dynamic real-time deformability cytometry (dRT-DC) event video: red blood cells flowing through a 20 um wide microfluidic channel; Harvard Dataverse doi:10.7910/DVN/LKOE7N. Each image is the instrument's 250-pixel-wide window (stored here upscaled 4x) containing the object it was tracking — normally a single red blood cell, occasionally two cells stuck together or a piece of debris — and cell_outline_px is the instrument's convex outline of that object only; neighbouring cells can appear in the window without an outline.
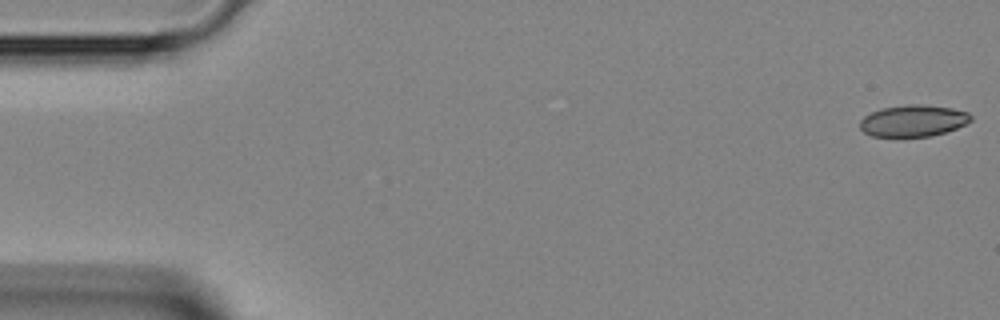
{"species": "Egyptian fruit bat (a non-hibernating species)", "species_latin": "Rousettus aegyptiacus", "temperature_condition": "room temperature", "stored_images_in_passage": 45, "segment_of_instrument_passage": [1, 2], "camera_frame_rate_fps": 3000, "um_per_image_px": 0.085, "animal": {"sex": "female"}, "frame": {"image": 1, "passage_image": 1, "time_ms": 0.0, "image_size_px": [1000, 320], "cell_outline_px": [[972, 120], [956, 128], [944, 132], [928, 136], [872, 136], [864, 132], [860, 128], [860, 120], [864, 116], [880, 108], [908, 104], [920, 104], [952, 108], [968, 112], [972, 116]], "centroid_in_image_um": [77.61, 10.25], "position_along_channel_um": 7.4, "area_um2": 20.29}}
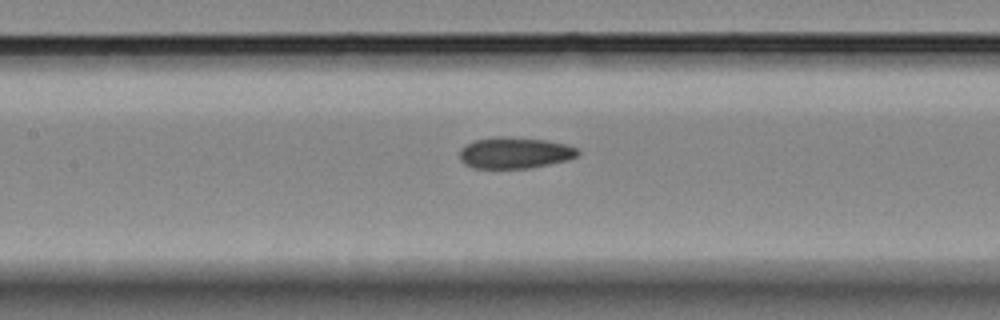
{"frame": {"image": 2, "passage_image": 20, "time_ms": 6.333, "image_size_px": [1000, 320], "cell_outline_px": [[580, 152], [576, 156], [568, 160], [528, 168], [472, 168], [464, 164], [460, 160], [460, 148], [476, 140], [496, 136], [500, 136], [548, 140], [568, 144], [576, 148]], "centroid_in_image_um": [43.75, 12.99], "position_along_channel_um": 163.6, "area_um2": 21.56}}
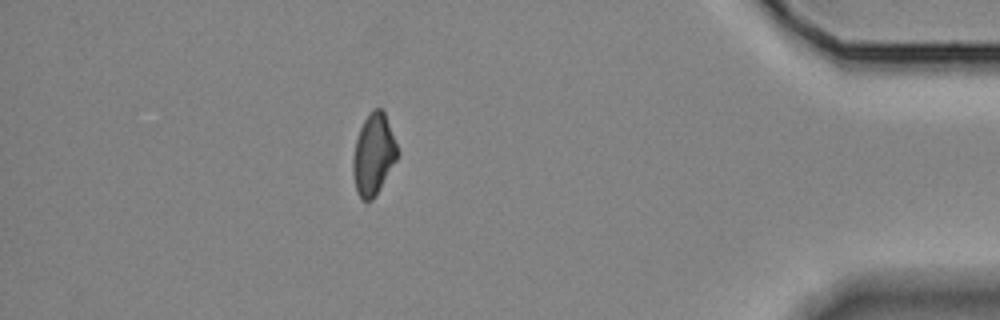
{"frame": {"image": 3, "passage_image": 39, "time_ms": 12.667, "image_size_px": [1000, 320], "cell_outline_px": [[400, 152], [396, 160], [376, 196], [372, 200], [360, 200], [356, 192], [352, 172], [352, 160], [356, 140], [360, 128], [364, 120], [376, 108], [380, 108], [384, 112]], "centroid_in_image_um": [31.74, 13.18], "position_along_channel_um": 403.5, "area_um2": 20.98}}